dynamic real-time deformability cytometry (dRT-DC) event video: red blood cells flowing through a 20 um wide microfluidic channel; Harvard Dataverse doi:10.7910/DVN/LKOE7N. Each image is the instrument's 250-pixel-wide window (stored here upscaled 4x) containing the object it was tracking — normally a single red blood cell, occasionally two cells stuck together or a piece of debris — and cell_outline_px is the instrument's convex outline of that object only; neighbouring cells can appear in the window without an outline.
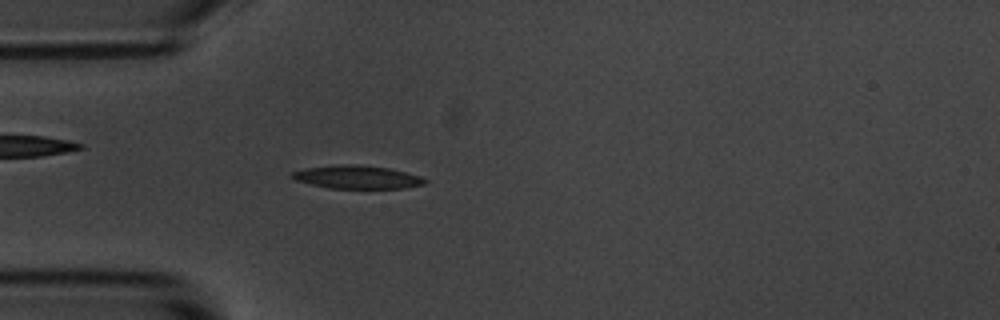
{"species": "common noctule bat (a hibernating species)", "species_latin": "Nyctalus noctula", "temperature_condition": "room temperature", "stored_images_in_passage": 48, "camera_frame_rate_fps": 3000, "um_per_image_px": 0.085, "animal": {"sex": "male", "body_mass_g": 20.1, "forearm_length_mm": 53.5}, "frame": {"image": 1, "passage_image": 9, "time_ms": 2.667, "image_size_px": [1000, 320], "cell_outline_px": [[428, 180], [424, 184], [404, 188], [328, 188], [296, 180], [288, 176], [292, 172], [308, 168], [344, 164], [360, 164], [388, 168], [420, 176]], "centroid_in_image_um": [30.36, 15.05], "position_along_channel_um": 54.6, "area_um2": 17.74}}
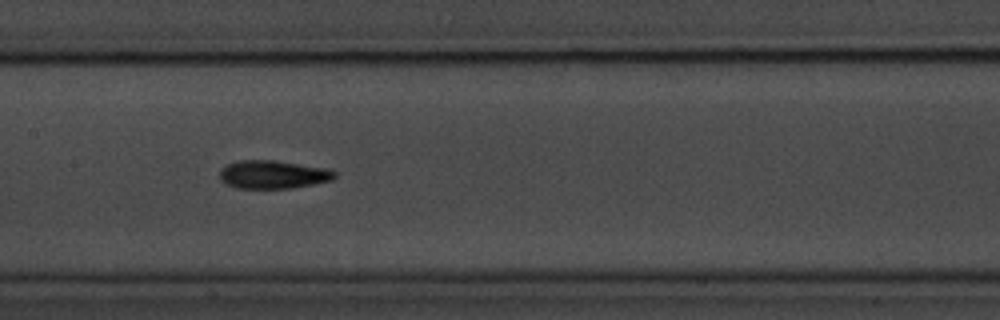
{"frame": {"image": 2, "passage_image": 20, "time_ms": 6.333, "image_size_px": [1000, 320], "cell_outline_px": [[336, 176], [332, 180], [292, 188], [236, 188], [224, 184], [220, 180], [220, 168], [228, 164], [240, 160], [272, 160], [324, 168], [336, 172]], "centroid_in_image_um": [23.15, 14.84], "position_along_channel_um": 184.3, "area_um2": 18.79}}
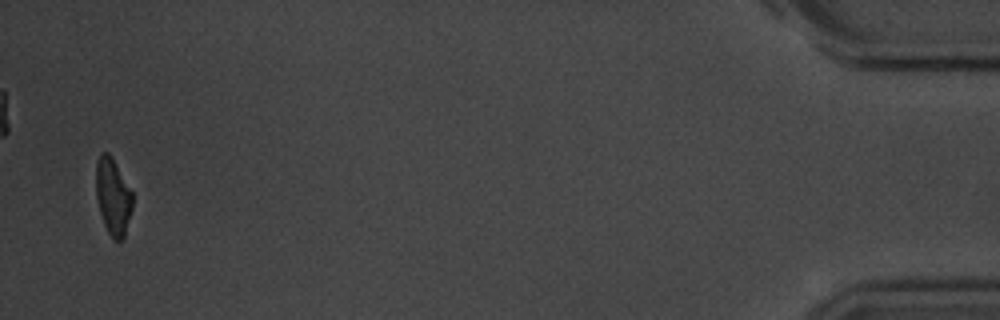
{"frame": {"image": 3, "passage_image": 47, "time_ms": 15.333, "image_size_px": [1000, 320], "cell_outline_px": [[132, 208], [124, 236], [120, 240], [116, 240], [108, 232], [104, 224], [100, 212], [96, 196], [96, 164], [100, 152], [108, 152], [112, 156], [132, 192]], "centroid_in_image_um": [9.59, 16.66], "position_along_channel_um": 425.6, "area_um2": 16.13}, "authors_computed_cell_mechanics": {"area_um2": 18.0047, "velocity_mm_per_s": 3.6617, "shape_relaxation_time_tau1_ms": 2.9557, "shape_relaxation_time_tau2_ms": 4.1269, "deformation_change_tau1": 0.1279, "deformation_change_tau2": 0.1247}}